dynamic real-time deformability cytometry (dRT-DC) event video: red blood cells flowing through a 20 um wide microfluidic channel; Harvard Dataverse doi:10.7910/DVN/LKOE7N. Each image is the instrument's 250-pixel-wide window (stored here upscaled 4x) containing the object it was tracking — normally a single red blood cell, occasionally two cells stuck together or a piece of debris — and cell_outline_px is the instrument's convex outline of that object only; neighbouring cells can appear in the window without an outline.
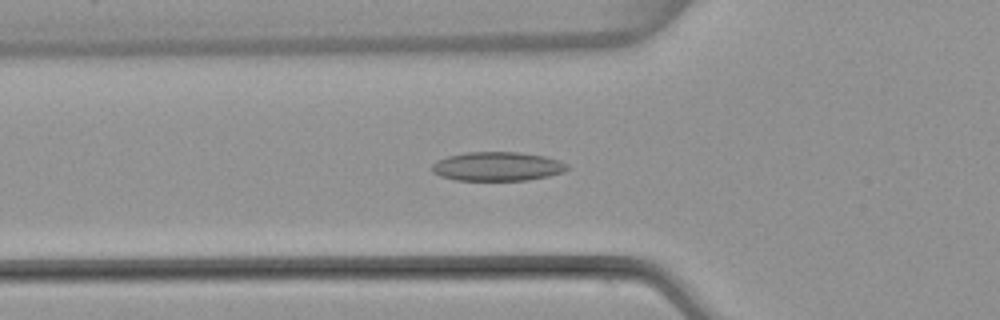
{"species": "common noctule bat (a hibernating species)", "species_latin": "Nyctalus noctula", "temperature_condition": "warm", "stored_images_in_passage": 46, "camera_frame_rate_fps": 3000, "um_per_image_px": 0.085, "animal": {"sex": "female", "body_mass_g": 22.7, "forearm_length_mm": 54.2}, "frame": {"image": 1, "passage_image": 16, "time_ms": 5.0, "image_size_px": [1000, 320], "cell_outline_px": [[572, 168], [564, 172], [548, 176], [528, 180], [456, 180], [440, 176], [432, 172], [432, 164], [436, 160], [448, 156], [468, 152], [520, 152], [544, 156], [560, 160], [568, 164]], "centroid_in_image_um": [42.31, 14.14], "position_along_channel_um": 83.5, "area_um2": 23.06}}
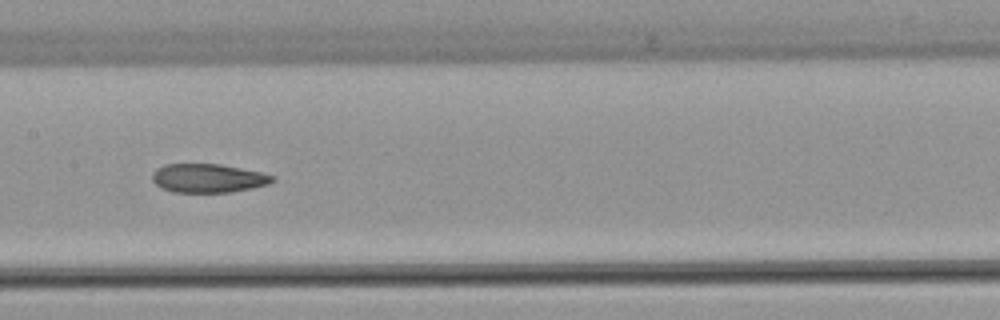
{"frame": {"image": 2, "passage_image": 24, "time_ms": 7.667, "image_size_px": [1000, 320], "cell_outline_px": [[276, 180], [268, 184], [252, 188], [232, 192], [172, 192], [160, 188], [152, 180], [152, 172], [156, 168], [164, 164], [220, 164], [260, 172], [276, 176]], "centroid_in_image_um": [17.67, 15.15], "position_along_channel_um": 189.7, "area_um2": 20.29}}
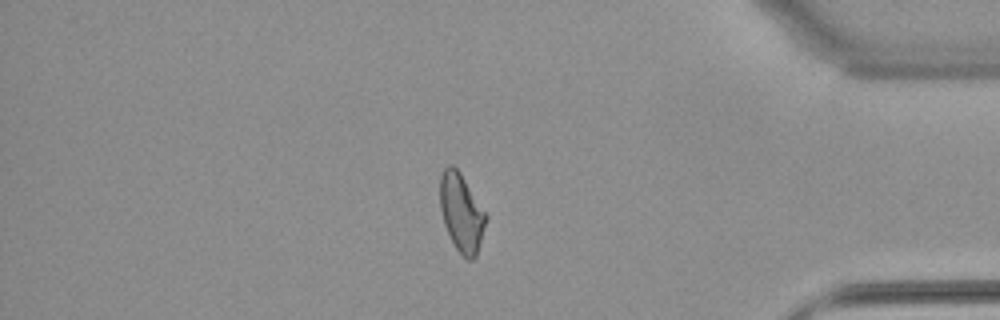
{"frame": {"image": 3, "passage_image": 42, "time_ms": 13.667, "image_size_px": [1000, 320], "cell_outline_px": [[488, 216], [476, 256], [472, 260], [468, 260], [456, 248], [444, 224], [440, 208], [440, 176], [444, 168], [448, 164], [452, 164], [460, 172]], "centroid_in_image_um": [39.22, 18.05], "position_along_channel_um": 396.0, "area_um2": 20.69}, "authors_computed_cell_mechanics": {"area_um2": 21.4727, "velocity_mm_per_s": 3.9518, "shape_relaxation_time_tau1_ms": null, "shape_relaxation_time_tau2_ms": 2.943, "deformation_change_tau1": null, "deformation_change_tau2": 0.0983}}